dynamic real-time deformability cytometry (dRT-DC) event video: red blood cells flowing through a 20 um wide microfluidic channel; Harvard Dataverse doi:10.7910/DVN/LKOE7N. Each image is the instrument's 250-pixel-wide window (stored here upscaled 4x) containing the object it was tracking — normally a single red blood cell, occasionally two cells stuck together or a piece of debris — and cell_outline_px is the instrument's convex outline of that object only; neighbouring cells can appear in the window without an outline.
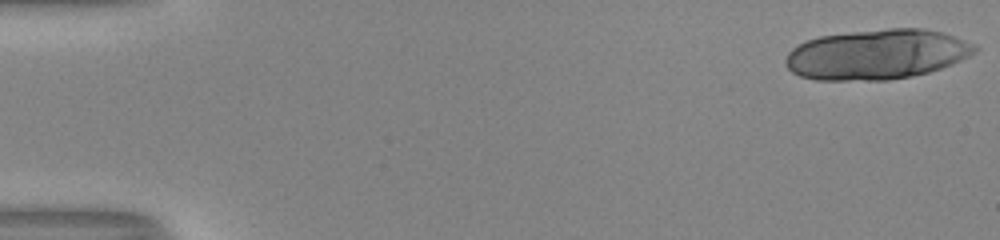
{"species": "human", "species_latin": "Homo sapiens", "temperature_condition": "room temperature", "stored_images_in_passage": 19, "camera_frame_rate_fps": 3000, "um_per_image_px": 0.085, "donor": {"sex": "male"}, "frame": {"image": 1, "passage_image": 1, "time_ms": 0.0, "image_size_px": [1000, 240], "cell_outline_px": [[980, 48], [976, 52], [952, 64], [928, 72], [912, 76], [888, 80], [816, 80], [800, 76], [792, 72], [784, 64], [784, 60], [788, 52], [792, 48], [808, 40], [820, 36], [852, 32], [888, 28], [924, 28], [940, 32], [952, 36], [972, 44]], "centroid_in_image_um": [74.5, 4.63], "position_along_channel_um": 10.5, "area_um2": 54.97}}